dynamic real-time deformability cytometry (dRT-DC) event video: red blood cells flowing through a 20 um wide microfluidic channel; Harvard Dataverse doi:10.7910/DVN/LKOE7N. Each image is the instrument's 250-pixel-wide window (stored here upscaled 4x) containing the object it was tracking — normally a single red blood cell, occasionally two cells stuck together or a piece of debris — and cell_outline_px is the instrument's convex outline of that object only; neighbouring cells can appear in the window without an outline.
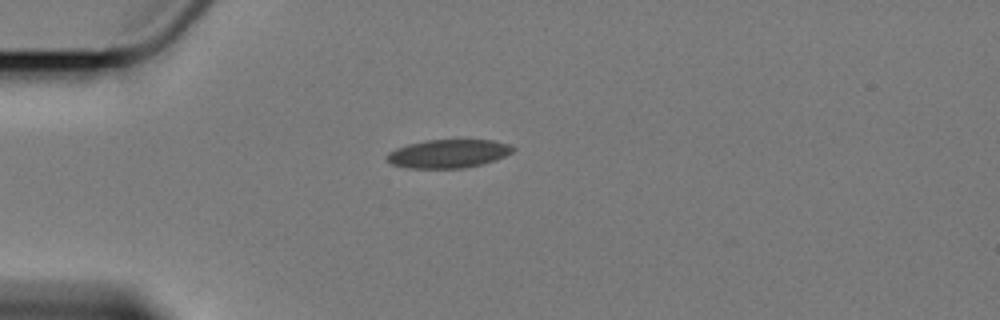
{"species": "Egyptian fruit bat (a non-hibernating species)", "species_latin": "Rousettus aegyptiacus", "temperature_condition": "cold", "stored_images_in_passage": 1, "camera_frame_rate_fps": 3000, "um_per_image_px": 0.085, "animal": {"sex": "female"}, "frame": {"image": 1, "passage_image": 1, "time_ms": 0.0, "image_size_px": [1000, 320], "cell_outline_px": [[516, 148], [512, 152], [504, 156], [480, 164], [464, 168], [408, 168], [392, 164], [388, 160], [388, 152], [396, 148], [408, 144], [424, 140], [492, 140], [508, 144]], "centroid_in_image_um": [38.09, 13.05], "position_along_channel_um": 46.9, "area_um2": 20.63}}